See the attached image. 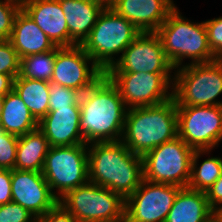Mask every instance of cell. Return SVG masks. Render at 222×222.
<instances>
[{
  "instance_id": "cell-14",
  "label": "cell",
  "mask_w": 222,
  "mask_h": 222,
  "mask_svg": "<svg viewBox=\"0 0 222 222\" xmlns=\"http://www.w3.org/2000/svg\"><path fill=\"white\" fill-rule=\"evenodd\" d=\"M103 75L104 72L94 63L81 45L56 46L51 83L84 93Z\"/></svg>"
},
{
  "instance_id": "cell-29",
  "label": "cell",
  "mask_w": 222,
  "mask_h": 222,
  "mask_svg": "<svg viewBox=\"0 0 222 222\" xmlns=\"http://www.w3.org/2000/svg\"><path fill=\"white\" fill-rule=\"evenodd\" d=\"M19 137L5 132L0 126V169H15Z\"/></svg>"
},
{
  "instance_id": "cell-24",
  "label": "cell",
  "mask_w": 222,
  "mask_h": 222,
  "mask_svg": "<svg viewBox=\"0 0 222 222\" xmlns=\"http://www.w3.org/2000/svg\"><path fill=\"white\" fill-rule=\"evenodd\" d=\"M50 82L22 78L18 75L13 82V89L23 100L37 122L49 112Z\"/></svg>"
},
{
  "instance_id": "cell-12",
  "label": "cell",
  "mask_w": 222,
  "mask_h": 222,
  "mask_svg": "<svg viewBox=\"0 0 222 222\" xmlns=\"http://www.w3.org/2000/svg\"><path fill=\"white\" fill-rule=\"evenodd\" d=\"M181 188L143 179L125 200V222H165Z\"/></svg>"
},
{
  "instance_id": "cell-39",
  "label": "cell",
  "mask_w": 222,
  "mask_h": 222,
  "mask_svg": "<svg viewBox=\"0 0 222 222\" xmlns=\"http://www.w3.org/2000/svg\"><path fill=\"white\" fill-rule=\"evenodd\" d=\"M3 103H4V96H0V118L3 112Z\"/></svg>"
},
{
  "instance_id": "cell-22",
  "label": "cell",
  "mask_w": 222,
  "mask_h": 222,
  "mask_svg": "<svg viewBox=\"0 0 222 222\" xmlns=\"http://www.w3.org/2000/svg\"><path fill=\"white\" fill-rule=\"evenodd\" d=\"M0 126L5 132L18 137L38 128V122L14 89L4 96Z\"/></svg>"
},
{
  "instance_id": "cell-11",
  "label": "cell",
  "mask_w": 222,
  "mask_h": 222,
  "mask_svg": "<svg viewBox=\"0 0 222 222\" xmlns=\"http://www.w3.org/2000/svg\"><path fill=\"white\" fill-rule=\"evenodd\" d=\"M178 137L194 150H212L222 140V106H177Z\"/></svg>"
},
{
  "instance_id": "cell-21",
  "label": "cell",
  "mask_w": 222,
  "mask_h": 222,
  "mask_svg": "<svg viewBox=\"0 0 222 222\" xmlns=\"http://www.w3.org/2000/svg\"><path fill=\"white\" fill-rule=\"evenodd\" d=\"M215 211L207 201L206 193L183 187L175 197L165 222H211Z\"/></svg>"
},
{
  "instance_id": "cell-35",
  "label": "cell",
  "mask_w": 222,
  "mask_h": 222,
  "mask_svg": "<svg viewBox=\"0 0 222 222\" xmlns=\"http://www.w3.org/2000/svg\"><path fill=\"white\" fill-rule=\"evenodd\" d=\"M12 202L11 170L0 169V205Z\"/></svg>"
},
{
  "instance_id": "cell-7",
  "label": "cell",
  "mask_w": 222,
  "mask_h": 222,
  "mask_svg": "<svg viewBox=\"0 0 222 222\" xmlns=\"http://www.w3.org/2000/svg\"><path fill=\"white\" fill-rule=\"evenodd\" d=\"M78 222H125V200L90 181L58 200Z\"/></svg>"
},
{
  "instance_id": "cell-27",
  "label": "cell",
  "mask_w": 222,
  "mask_h": 222,
  "mask_svg": "<svg viewBox=\"0 0 222 222\" xmlns=\"http://www.w3.org/2000/svg\"><path fill=\"white\" fill-rule=\"evenodd\" d=\"M49 110H58L71 105H80L81 92L50 82Z\"/></svg>"
},
{
  "instance_id": "cell-13",
  "label": "cell",
  "mask_w": 222,
  "mask_h": 222,
  "mask_svg": "<svg viewBox=\"0 0 222 222\" xmlns=\"http://www.w3.org/2000/svg\"><path fill=\"white\" fill-rule=\"evenodd\" d=\"M156 32H141L105 73H175Z\"/></svg>"
},
{
  "instance_id": "cell-9",
  "label": "cell",
  "mask_w": 222,
  "mask_h": 222,
  "mask_svg": "<svg viewBox=\"0 0 222 222\" xmlns=\"http://www.w3.org/2000/svg\"><path fill=\"white\" fill-rule=\"evenodd\" d=\"M194 151L178 136L155 147L142 156L143 179L153 183L187 187Z\"/></svg>"
},
{
  "instance_id": "cell-36",
  "label": "cell",
  "mask_w": 222,
  "mask_h": 222,
  "mask_svg": "<svg viewBox=\"0 0 222 222\" xmlns=\"http://www.w3.org/2000/svg\"><path fill=\"white\" fill-rule=\"evenodd\" d=\"M14 79L7 74L0 73V96H5L13 89Z\"/></svg>"
},
{
  "instance_id": "cell-8",
  "label": "cell",
  "mask_w": 222,
  "mask_h": 222,
  "mask_svg": "<svg viewBox=\"0 0 222 222\" xmlns=\"http://www.w3.org/2000/svg\"><path fill=\"white\" fill-rule=\"evenodd\" d=\"M42 174L58 200L70 190L87 183L88 144L50 147Z\"/></svg>"
},
{
  "instance_id": "cell-37",
  "label": "cell",
  "mask_w": 222,
  "mask_h": 222,
  "mask_svg": "<svg viewBox=\"0 0 222 222\" xmlns=\"http://www.w3.org/2000/svg\"><path fill=\"white\" fill-rule=\"evenodd\" d=\"M93 1L101 4L104 8H110L116 3L117 0H93Z\"/></svg>"
},
{
  "instance_id": "cell-19",
  "label": "cell",
  "mask_w": 222,
  "mask_h": 222,
  "mask_svg": "<svg viewBox=\"0 0 222 222\" xmlns=\"http://www.w3.org/2000/svg\"><path fill=\"white\" fill-rule=\"evenodd\" d=\"M69 30V47L81 45L89 36L104 7L93 0H58Z\"/></svg>"
},
{
  "instance_id": "cell-33",
  "label": "cell",
  "mask_w": 222,
  "mask_h": 222,
  "mask_svg": "<svg viewBox=\"0 0 222 222\" xmlns=\"http://www.w3.org/2000/svg\"><path fill=\"white\" fill-rule=\"evenodd\" d=\"M37 222H78L60 203H57L46 214L37 218Z\"/></svg>"
},
{
  "instance_id": "cell-30",
  "label": "cell",
  "mask_w": 222,
  "mask_h": 222,
  "mask_svg": "<svg viewBox=\"0 0 222 222\" xmlns=\"http://www.w3.org/2000/svg\"><path fill=\"white\" fill-rule=\"evenodd\" d=\"M20 9L19 0H0V40H9L15 17Z\"/></svg>"
},
{
  "instance_id": "cell-16",
  "label": "cell",
  "mask_w": 222,
  "mask_h": 222,
  "mask_svg": "<svg viewBox=\"0 0 222 222\" xmlns=\"http://www.w3.org/2000/svg\"><path fill=\"white\" fill-rule=\"evenodd\" d=\"M80 105L49 110L38 122V128L44 133L50 147L85 144L79 130Z\"/></svg>"
},
{
  "instance_id": "cell-2",
  "label": "cell",
  "mask_w": 222,
  "mask_h": 222,
  "mask_svg": "<svg viewBox=\"0 0 222 222\" xmlns=\"http://www.w3.org/2000/svg\"><path fill=\"white\" fill-rule=\"evenodd\" d=\"M89 181L126 200L143 180L142 156L121 141L88 144Z\"/></svg>"
},
{
  "instance_id": "cell-5",
  "label": "cell",
  "mask_w": 222,
  "mask_h": 222,
  "mask_svg": "<svg viewBox=\"0 0 222 222\" xmlns=\"http://www.w3.org/2000/svg\"><path fill=\"white\" fill-rule=\"evenodd\" d=\"M140 33L130 21L111 7L104 8L81 46L105 73L120 59L123 51ZM120 53L121 55L115 59L114 55Z\"/></svg>"
},
{
  "instance_id": "cell-15",
  "label": "cell",
  "mask_w": 222,
  "mask_h": 222,
  "mask_svg": "<svg viewBox=\"0 0 222 222\" xmlns=\"http://www.w3.org/2000/svg\"><path fill=\"white\" fill-rule=\"evenodd\" d=\"M11 193L12 202L24 207L36 218L58 203L42 172L12 169Z\"/></svg>"
},
{
  "instance_id": "cell-17",
  "label": "cell",
  "mask_w": 222,
  "mask_h": 222,
  "mask_svg": "<svg viewBox=\"0 0 222 222\" xmlns=\"http://www.w3.org/2000/svg\"><path fill=\"white\" fill-rule=\"evenodd\" d=\"M175 7L173 0H117L111 8L140 32H156Z\"/></svg>"
},
{
  "instance_id": "cell-6",
  "label": "cell",
  "mask_w": 222,
  "mask_h": 222,
  "mask_svg": "<svg viewBox=\"0 0 222 222\" xmlns=\"http://www.w3.org/2000/svg\"><path fill=\"white\" fill-rule=\"evenodd\" d=\"M173 74V99L177 106H222V59L187 64Z\"/></svg>"
},
{
  "instance_id": "cell-20",
  "label": "cell",
  "mask_w": 222,
  "mask_h": 222,
  "mask_svg": "<svg viewBox=\"0 0 222 222\" xmlns=\"http://www.w3.org/2000/svg\"><path fill=\"white\" fill-rule=\"evenodd\" d=\"M9 41L20 59L48 52L56 47L22 8L15 17Z\"/></svg>"
},
{
  "instance_id": "cell-28",
  "label": "cell",
  "mask_w": 222,
  "mask_h": 222,
  "mask_svg": "<svg viewBox=\"0 0 222 222\" xmlns=\"http://www.w3.org/2000/svg\"><path fill=\"white\" fill-rule=\"evenodd\" d=\"M21 59L9 40H0V73L15 79L20 74Z\"/></svg>"
},
{
  "instance_id": "cell-31",
  "label": "cell",
  "mask_w": 222,
  "mask_h": 222,
  "mask_svg": "<svg viewBox=\"0 0 222 222\" xmlns=\"http://www.w3.org/2000/svg\"><path fill=\"white\" fill-rule=\"evenodd\" d=\"M37 218L17 203L0 205V222H34Z\"/></svg>"
},
{
  "instance_id": "cell-4",
  "label": "cell",
  "mask_w": 222,
  "mask_h": 222,
  "mask_svg": "<svg viewBox=\"0 0 222 222\" xmlns=\"http://www.w3.org/2000/svg\"><path fill=\"white\" fill-rule=\"evenodd\" d=\"M162 47L174 69L183 65V59L191 60L188 64L208 63L217 60L209 47L206 27L203 22H191L180 14L177 6L156 31Z\"/></svg>"
},
{
  "instance_id": "cell-34",
  "label": "cell",
  "mask_w": 222,
  "mask_h": 222,
  "mask_svg": "<svg viewBox=\"0 0 222 222\" xmlns=\"http://www.w3.org/2000/svg\"><path fill=\"white\" fill-rule=\"evenodd\" d=\"M205 193L210 207L215 212L220 210L222 208V173Z\"/></svg>"
},
{
  "instance_id": "cell-23",
  "label": "cell",
  "mask_w": 222,
  "mask_h": 222,
  "mask_svg": "<svg viewBox=\"0 0 222 222\" xmlns=\"http://www.w3.org/2000/svg\"><path fill=\"white\" fill-rule=\"evenodd\" d=\"M49 148V142L39 128L20 136L15 169L42 172Z\"/></svg>"
},
{
  "instance_id": "cell-1",
  "label": "cell",
  "mask_w": 222,
  "mask_h": 222,
  "mask_svg": "<svg viewBox=\"0 0 222 222\" xmlns=\"http://www.w3.org/2000/svg\"><path fill=\"white\" fill-rule=\"evenodd\" d=\"M79 104V130L86 144L121 141L128 108L105 74L81 94Z\"/></svg>"
},
{
  "instance_id": "cell-3",
  "label": "cell",
  "mask_w": 222,
  "mask_h": 222,
  "mask_svg": "<svg viewBox=\"0 0 222 222\" xmlns=\"http://www.w3.org/2000/svg\"><path fill=\"white\" fill-rule=\"evenodd\" d=\"M177 136V104L173 98L156 106L127 110L121 142L134 154L143 156Z\"/></svg>"
},
{
  "instance_id": "cell-38",
  "label": "cell",
  "mask_w": 222,
  "mask_h": 222,
  "mask_svg": "<svg viewBox=\"0 0 222 222\" xmlns=\"http://www.w3.org/2000/svg\"><path fill=\"white\" fill-rule=\"evenodd\" d=\"M215 219L217 222H222V208L215 212Z\"/></svg>"
},
{
  "instance_id": "cell-25",
  "label": "cell",
  "mask_w": 222,
  "mask_h": 222,
  "mask_svg": "<svg viewBox=\"0 0 222 222\" xmlns=\"http://www.w3.org/2000/svg\"><path fill=\"white\" fill-rule=\"evenodd\" d=\"M211 150H195L191 161V177L188 188L206 192L222 173V158L208 157L200 166L198 159ZM205 153V154H204Z\"/></svg>"
},
{
  "instance_id": "cell-26",
  "label": "cell",
  "mask_w": 222,
  "mask_h": 222,
  "mask_svg": "<svg viewBox=\"0 0 222 222\" xmlns=\"http://www.w3.org/2000/svg\"><path fill=\"white\" fill-rule=\"evenodd\" d=\"M56 58V47L48 52L29 55L21 59L20 76L22 78L50 82Z\"/></svg>"
},
{
  "instance_id": "cell-32",
  "label": "cell",
  "mask_w": 222,
  "mask_h": 222,
  "mask_svg": "<svg viewBox=\"0 0 222 222\" xmlns=\"http://www.w3.org/2000/svg\"><path fill=\"white\" fill-rule=\"evenodd\" d=\"M204 24L213 55L217 59H222V17L206 20Z\"/></svg>"
},
{
  "instance_id": "cell-18",
  "label": "cell",
  "mask_w": 222,
  "mask_h": 222,
  "mask_svg": "<svg viewBox=\"0 0 222 222\" xmlns=\"http://www.w3.org/2000/svg\"><path fill=\"white\" fill-rule=\"evenodd\" d=\"M21 8L57 47H69V30L58 0H23Z\"/></svg>"
},
{
  "instance_id": "cell-10",
  "label": "cell",
  "mask_w": 222,
  "mask_h": 222,
  "mask_svg": "<svg viewBox=\"0 0 222 222\" xmlns=\"http://www.w3.org/2000/svg\"><path fill=\"white\" fill-rule=\"evenodd\" d=\"M104 74L116 86L128 109L156 106L173 98L174 76L171 73Z\"/></svg>"
}]
</instances>
